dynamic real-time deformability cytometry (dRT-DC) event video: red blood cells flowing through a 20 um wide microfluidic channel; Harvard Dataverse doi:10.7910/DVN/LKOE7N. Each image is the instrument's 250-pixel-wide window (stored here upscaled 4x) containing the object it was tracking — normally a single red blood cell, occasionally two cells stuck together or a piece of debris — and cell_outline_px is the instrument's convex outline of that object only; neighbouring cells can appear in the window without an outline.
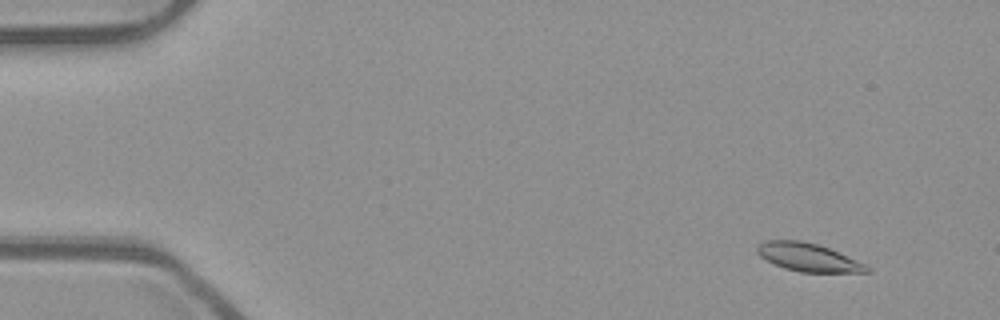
{"species": "common noctule bat (a hibernating species)", "species_latin": "Nyctalus noctula", "temperature_condition": "room temperature", "stored_images_in_passage": 55, "camera_frame_rate_fps": 3000, "um_per_image_px": 0.085, "animal": {"sex": "male", "body_mass_g": 23.1, "forearm_length_mm": 52.7}, "frame": {"image": 1, "passage_image": 5, "time_ms": 1.333, "image_size_px": [1000, 320], "cell_outline_px": [[872, 268], [868, 272], [800, 272], [784, 268], [772, 264], [764, 260], [756, 252], [756, 248], [764, 240], [800, 240], [816, 244], [828, 248], [864, 264]], "centroid_in_image_um": [68.62, 21.87], "position_along_channel_um": 16.4, "area_um2": 17.86}}
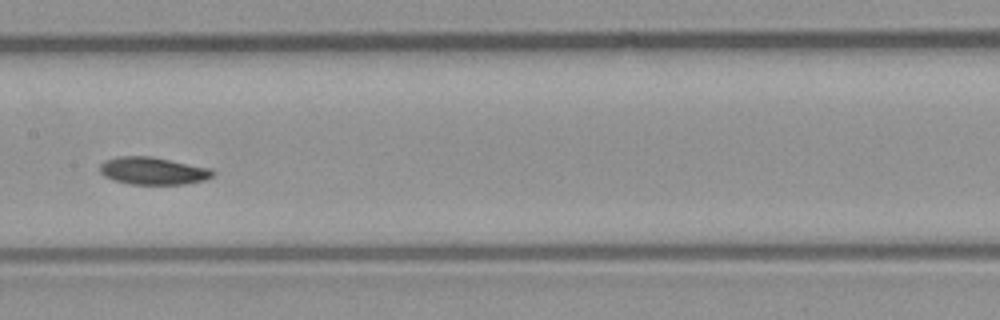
{"frame": {"image": 2, "passage_image": 28, "time_ms": 9.0, "image_size_px": [1000, 320], "cell_outline_px": [[216, 172], [212, 176], [204, 180], [184, 184], [132, 184], [112, 180], [104, 176], [100, 172], [100, 164], [104, 160], [120, 156], [152, 156], [212, 168]], "centroid_in_image_um": [13.01, 14.51], "position_along_channel_um": 194.4, "area_um2": 18.21}}
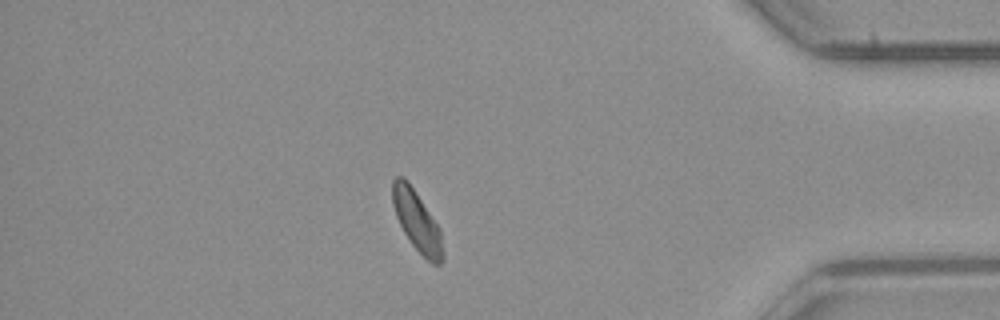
{"frame": {"image": 3, "passage_image": 47, "time_ms": 15.333, "image_size_px": [1000, 320], "cell_outline_px": [[444, 260], [440, 264], [432, 264], [412, 244], [404, 232], [396, 216], [392, 204], [392, 180], [396, 176], [404, 176], [408, 180], [440, 228], [444, 256]], "centroid_in_image_um": [35.44, 18.76], "position_along_channel_um": 399.8, "area_um2": 17.69}, "authors_computed_cell_mechanics": {"area_um2": 18.1492, "velocity_mm_per_s": 3.8421, "shape_relaxation_time_tau1_ms": 4.7012, "shape_relaxation_time_tau2_ms": null, "deformation_change_tau1": 0.1214, "deformation_change_tau2": null}}